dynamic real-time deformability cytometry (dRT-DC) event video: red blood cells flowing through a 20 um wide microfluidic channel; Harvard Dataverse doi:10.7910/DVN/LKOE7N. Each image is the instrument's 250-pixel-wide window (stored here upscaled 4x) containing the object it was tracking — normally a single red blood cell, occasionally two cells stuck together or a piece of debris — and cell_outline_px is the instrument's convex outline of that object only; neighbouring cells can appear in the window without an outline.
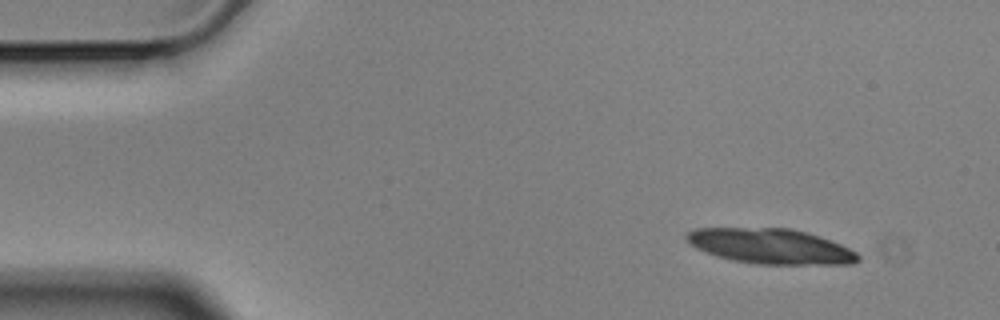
{"species": "Egyptian fruit bat (a non-hibernating species)", "species_latin": "Rousettus aegyptiacus", "temperature_condition": "cold", "stored_images_in_passage": 19, "segment_of_instrument_passage": [1, 2], "camera_frame_rate_fps": 3000, "um_per_image_px": 0.085, "animal": {"sex": "male"}, "frame": {"image": 1, "passage_image": 1, "time_ms": 0.0, "image_size_px": [1000, 320], "cell_outline_px": [[860, 260], [852, 264], [752, 264], [732, 260], [716, 256], [696, 248], [688, 244], [684, 236], [688, 232], [696, 228], [792, 228], [808, 232], [832, 240], [856, 252], [860, 256]], "centroid_in_image_um": [65.49, 20.93], "position_along_channel_um": 19.5, "area_um2": 35.43}}